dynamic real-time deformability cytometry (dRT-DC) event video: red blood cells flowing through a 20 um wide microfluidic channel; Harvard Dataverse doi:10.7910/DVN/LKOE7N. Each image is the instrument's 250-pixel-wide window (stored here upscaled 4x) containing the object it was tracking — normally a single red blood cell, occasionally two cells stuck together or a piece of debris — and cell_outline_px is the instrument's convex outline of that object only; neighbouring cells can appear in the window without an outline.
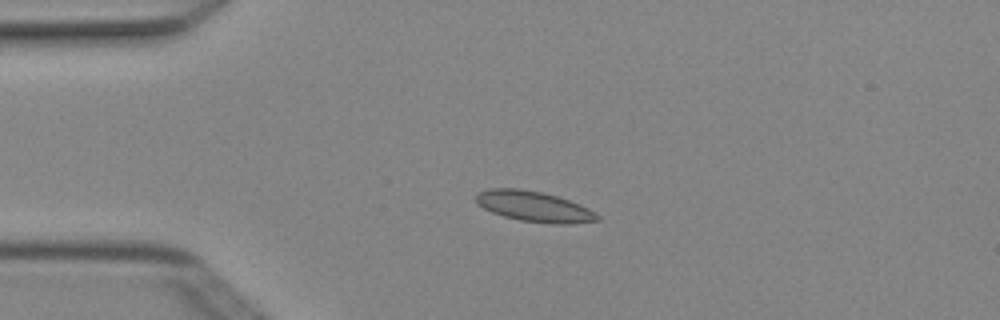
{"species": "Egyptian fruit bat (a non-hibernating species)", "species_latin": "Rousettus aegyptiacus", "temperature_condition": "cold", "stored_images_in_passage": 3, "camera_frame_rate_fps": 3000, "um_per_image_px": 0.085, "animal": {"sex": "female"}, "frame": {"image": 1, "passage_image": 3, "time_ms": 0.667, "image_size_px": [1000, 320], "cell_outline_px": [[600, 220], [568, 224], [552, 224], [520, 220], [504, 216], [492, 212], [476, 204], [476, 192], [488, 188], [520, 188], [540, 192], [556, 196], [580, 204], [596, 212], [600, 216]], "centroid_in_image_um": [45.38, 17.55], "position_along_channel_um": 39.6, "area_um2": 21.62}}